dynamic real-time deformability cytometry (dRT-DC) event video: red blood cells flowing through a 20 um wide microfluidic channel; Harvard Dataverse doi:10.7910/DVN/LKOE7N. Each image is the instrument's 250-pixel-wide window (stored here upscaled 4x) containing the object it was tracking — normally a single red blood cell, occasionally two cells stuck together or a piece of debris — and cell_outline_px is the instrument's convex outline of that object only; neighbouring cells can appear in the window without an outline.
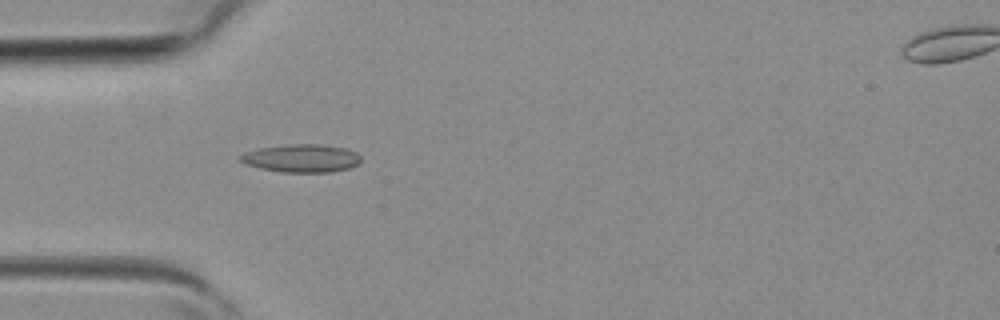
{"species": "common noctule bat (a hibernating species)", "species_latin": "Nyctalus noctula", "temperature_condition": "room temperature", "stored_images_in_passage": 2, "camera_frame_rate_fps": 3000, "um_per_image_px": 0.085, "animal": {"sex": "female", "body_mass_g": 19.3, "forearm_length_mm": 54.1}, "frame": {"image": 1, "passage_image": 1, "time_ms": 0.0, "image_size_px": [1000, 320], "cell_outline_px": [[360, 164], [352, 168], [332, 172], [280, 172], [260, 168], [236, 160], [236, 156], [244, 152], [256, 148], [288, 144], [324, 144], [344, 148], [356, 152], [360, 156]], "centroid_in_image_um": [25.6, 13.45], "position_along_channel_um": 59.4, "area_um2": 20.11}}